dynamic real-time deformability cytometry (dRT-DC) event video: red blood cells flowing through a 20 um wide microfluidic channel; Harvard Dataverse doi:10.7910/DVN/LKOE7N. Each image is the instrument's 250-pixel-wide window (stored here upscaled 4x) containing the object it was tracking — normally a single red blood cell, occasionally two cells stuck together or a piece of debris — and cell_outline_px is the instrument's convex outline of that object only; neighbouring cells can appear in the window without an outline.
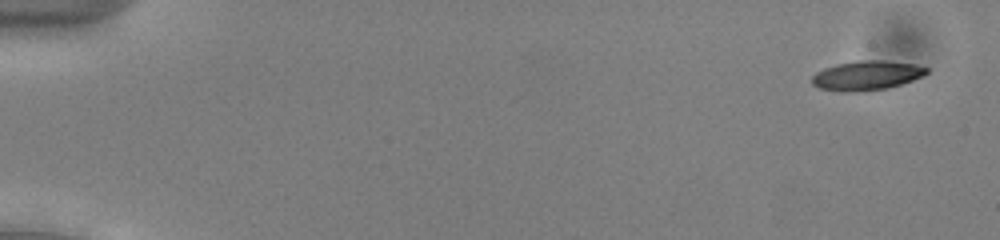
{"species": "common noctule bat (a hibernating species)", "species_latin": "Nyctalus noctula", "temperature_condition": "cold", "stored_images_in_passage": 52, "camera_frame_rate_fps": 3000, "um_per_image_px": 0.085, "animal": {"sex": "male", "body_mass_g": 13.0, "forearm_length_mm": 53.1}, "frame": {"image": 1, "passage_image": 1, "time_ms": 0.0, "image_size_px": [1000, 240], "cell_outline_px": [[928, 72], [912, 80], [900, 84], [884, 88], [856, 92], [840, 92], [820, 88], [812, 84], [812, 76], [816, 72], [824, 68], [836, 64], [860, 60], [884, 60], [912, 64], [928, 68]], "centroid_in_image_um": [73.61, 6.41], "position_along_channel_um": 11.4, "area_um2": 19.42}}
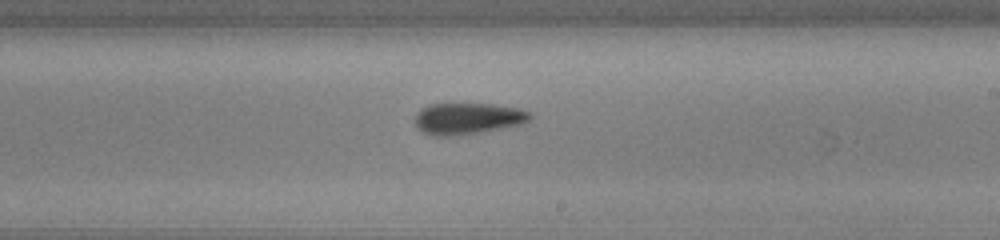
{"frame": {"image": 2, "passage_image": 31, "time_ms": 10.0, "image_size_px": [1000, 240], "cell_outline_px": [[532, 116], [528, 120], [520, 124], [500, 128], [476, 132], [448, 136], [432, 136], [416, 128], [416, 112], [420, 108], [428, 104], [492, 104], [520, 108], [528, 112]], "centroid_in_image_um": [39.7, 10.06], "position_along_channel_um": 249.3, "area_um2": 20.81}}
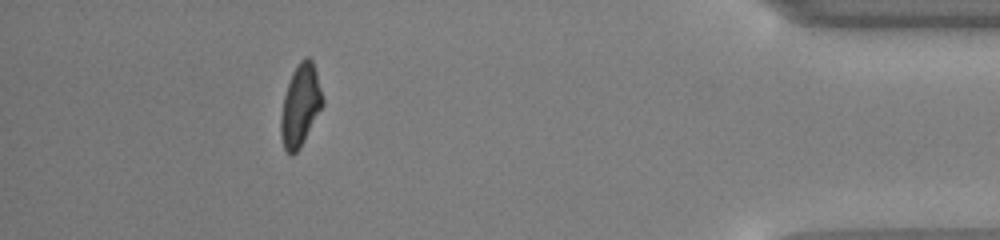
{"frame": {"image": 3, "passage_image": 47, "time_ms": 15.333, "image_size_px": [1000, 240], "cell_outline_px": [[324, 104], [300, 148], [292, 156], [284, 148], [280, 136], [280, 116], [284, 96], [292, 72], [300, 60], [304, 56], [308, 56], [312, 60], [316, 72], [324, 100]], "centroid_in_image_um": [25.52, 8.96], "position_along_channel_um": 409.7, "area_um2": 19.94}, "authors_computed_cell_mechanics": {"area_um2": 20.1722, "velocity_mm_per_s": 3.9149, "shape_relaxation_time_tau1_ms": 10.0433, "shape_relaxation_time_tau2_ms": 5.2102, "deformation_change_tau1": 0.1927, "deformation_change_tau2": 0.1533}}